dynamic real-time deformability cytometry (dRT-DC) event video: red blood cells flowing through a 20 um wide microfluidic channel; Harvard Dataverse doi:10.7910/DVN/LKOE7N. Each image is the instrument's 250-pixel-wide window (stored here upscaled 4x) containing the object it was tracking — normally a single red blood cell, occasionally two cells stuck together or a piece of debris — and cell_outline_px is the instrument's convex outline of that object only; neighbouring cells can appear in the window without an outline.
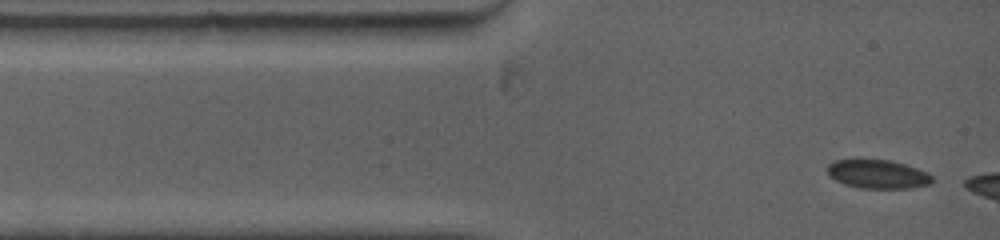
{"species": "common noctule bat (a hibernating species)", "species_latin": "Nyctalus noctula", "temperature_condition": "warm", "stored_images_in_passage": 10, "camera_frame_rate_fps": 5000, "um_per_image_px": 0.085, "animal": {"sex": "female", "body_mass_g": 19.0, "forearm_length_mm": 53.3}, "frame": {"image": 1, "passage_image": 1, "time_ms": 0.0, "image_size_px": [1000, 240], "cell_outline_px": [[932, 184], [912, 188], [860, 188], [844, 184], [828, 176], [828, 164], [836, 160], [856, 156], [860, 156], [892, 160], [928, 172], [932, 176]], "centroid_in_image_um": [74.57, 14.75], "position_along_channel_um": 10.4, "area_um2": 18.38}}
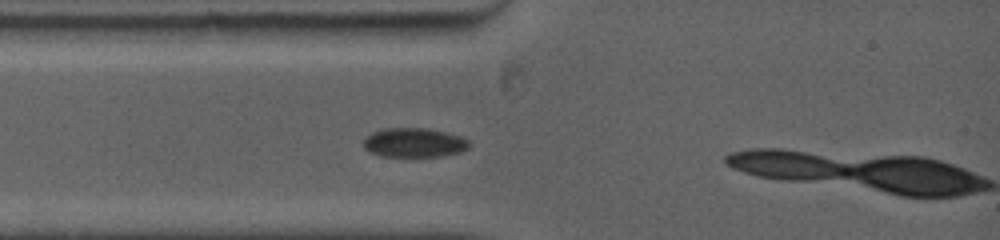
{"frame": {"image": 2, "passage_image": 6, "time_ms": 2.0, "image_size_px": [1000, 240], "cell_outline_px": [[468, 148], [460, 152], [444, 156], [380, 156], [368, 152], [364, 148], [364, 140], [372, 132], [384, 128], [424, 128], [444, 132], [460, 136], [468, 140]], "centroid_in_image_um": [35.17, 12.13], "position_along_channel_um": 49.8, "area_um2": 17.92}}
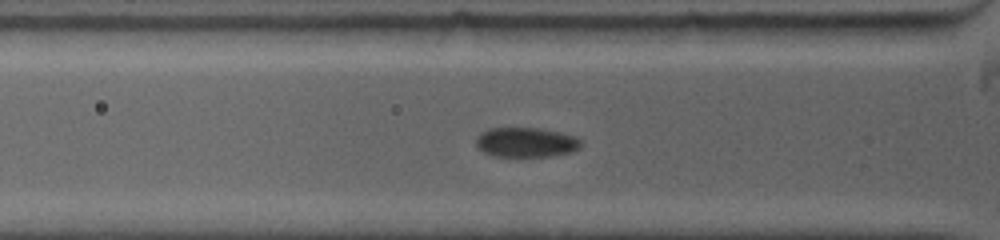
{"frame": {"image": 3, "passage_image": 8, "time_ms": 2.8, "image_size_px": [1000, 240], "cell_outline_px": [[584, 144], [580, 148], [572, 152], [552, 156], [492, 156], [484, 152], [476, 144], [476, 136], [480, 132], [488, 128], [540, 128], [560, 132], [576, 136]], "centroid_in_image_um": [44.74, 12.09], "position_along_channel_um": 81.1, "area_um2": 18.38}}